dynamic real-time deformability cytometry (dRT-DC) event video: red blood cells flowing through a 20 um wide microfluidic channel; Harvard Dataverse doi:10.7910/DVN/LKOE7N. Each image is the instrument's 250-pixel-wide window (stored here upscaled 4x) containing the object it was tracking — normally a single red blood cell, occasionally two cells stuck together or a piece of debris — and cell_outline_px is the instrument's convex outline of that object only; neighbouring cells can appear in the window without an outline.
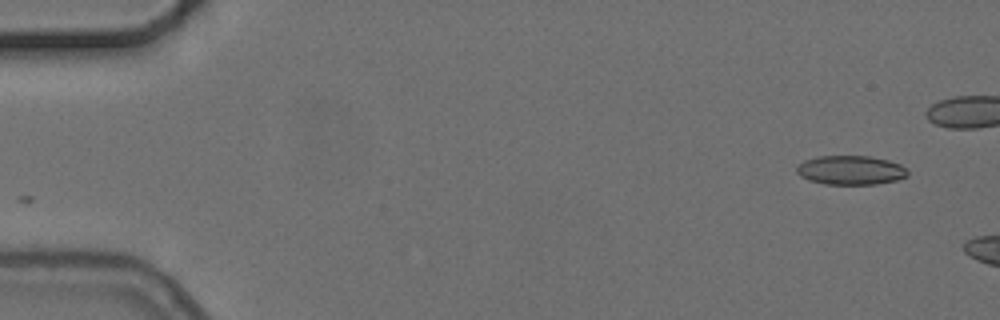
{"species": "common noctule bat (a hibernating species)", "species_latin": "Nyctalus noctula", "temperature_condition": "cold", "stored_images_in_passage": 6, "camera_frame_rate_fps": 3000, "um_per_image_px": 0.085, "animal": {"sex": "female", "body_mass_g": 24.6, "forearm_length_mm": 56.2}, "frame": {"image": 1, "passage_image": 1, "time_ms": 0.0, "image_size_px": [1000, 320], "cell_outline_px": [[908, 176], [896, 180], [876, 184], [824, 184], [808, 180], [800, 176], [796, 172], [796, 168], [804, 160], [820, 156], [868, 156], [888, 160], [900, 164], [908, 172]], "centroid_in_image_um": [72.29, 14.47], "position_along_channel_um": 12.7, "area_um2": 18.79}}